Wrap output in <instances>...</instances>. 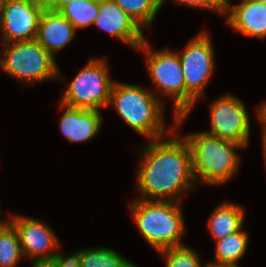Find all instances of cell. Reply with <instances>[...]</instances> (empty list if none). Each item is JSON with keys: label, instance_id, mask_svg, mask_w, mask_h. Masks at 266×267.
Here are the masks:
<instances>
[{"label": "cell", "instance_id": "obj_1", "mask_svg": "<svg viewBox=\"0 0 266 267\" xmlns=\"http://www.w3.org/2000/svg\"><path fill=\"white\" fill-rule=\"evenodd\" d=\"M175 130L167 139L149 140L140 153L135 189L141 193L137 199L181 202L197 185L190 146Z\"/></svg>", "mask_w": 266, "mask_h": 267}, {"label": "cell", "instance_id": "obj_2", "mask_svg": "<svg viewBox=\"0 0 266 267\" xmlns=\"http://www.w3.org/2000/svg\"><path fill=\"white\" fill-rule=\"evenodd\" d=\"M164 101L152 89L115 81L108 107L113 106L124 122L139 135L157 140L169 136L176 127L174 120L171 131L165 128Z\"/></svg>", "mask_w": 266, "mask_h": 267}, {"label": "cell", "instance_id": "obj_3", "mask_svg": "<svg viewBox=\"0 0 266 267\" xmlns=\"http://www.w3.org/2000/svg\"><path fill=\"white\" fill-rule=\"evenodd\" d=\"M144 239L160 252L185 245V220L180 202L137 199L128 206Z\"/></svg>", "mask_w": 266, "mask_h": 267}, {"label": "cell", "instance_id": "obj_4", "mask_svg": "<svg viewBox=\"0 0 266 267\" xmlns=\"http://www.w3.org/2000/svg\"><path fill=\"white\" fill-rule=\"evenodd\" d=\"M191 149L195 182L211 185L227 183L238 172L240 156L235 142L223 140L200 131L183 136Z\"/></svg>", "mask_w": 266, "mask_h": 267}, {"label": "cell", "instance_id": "obj_5", "mask_svg": "<svg viewBox=\"0 0 266 267\" xmlns=\"http://www.w3.org/2000/svg\"><path fill=\"white\" fill-rule=\"evenodd\" d=\"M177 53L185 83V115L177 116L175 119V129L179 130L203 96L204 88L214 74L215 52L210 34L205 29L200 31L186 44L184 50Z\"/></svg>", "mask_w": 266, "mask_h": 267}, {"label": "cell", "instance_id": "obj_6", "mask_svg": "<svg viewBox=\"0 0 266 267\" xmlns=\"http://www.w3.org/2000/svg\"><path fill=\"white\" fill-rule=\"evenodd\" d=\"M0 67L23 84L34 85L45 80H65L56 59L35 39L3 44Z\"/></svg>", "mask_w": 266, "mask_h": 267}, {"label": "cell", "instance_id": "obj_7", "mask_svg": "<svg viewBox=\"0 0 266 267\" xmlns=\"http://www.w3.org/2000/svg\"><path fill=\"white\" fill-rule=\"evenodd\" d=\"M137 51H143L145 54L147 72L155 86L153 93L158 98L165 95L173 99L174 120L177 116L185 115V83L177 51L169 48L154 51L150 48L148 39Z\"/></svg>", "mask_w": 266, "mask_h": 267}, {"label": "cell", "instance_id": "obj_8", "mask_svg": "<svg viewBox=\"0 0 266 267\" xmlns=\"http://www.w3.org/2000/svg\"><path fill=\"white\" fill-rule=\"evenodd\" d=\"M107 60L91 58L68 84L59 102L71 107L107 108L115 81L110 78Z\"/></svg>", "mask_w": 266, "mask_h": 267}, {"label": "cell", "instance_id": "obj_9", "mask_svg": "<svg viewBox=\"0 0 266 267\" xmlns=\"http://www.w3.org/2000/svg\"><path fill=\"white\" fill-rule=\"evenodd\" d=\"M210 117V130L205 133L247 148L251 124L246 106L238 97L227 93L212 101Z\"/></svg>", "mask_w": 266, "mask_h": 267}, {"label": "cell", "instance_id": "obj_10", "mask_svg": "<svg viewBox=\"0 0 266 267\" xmlns=\"http://www.w3.org/2000/svg\"><path fill=\"white\" fill-rule=\"evenodd\" d=\"M43 11L33 0H6L0 19L2 43L34 40Z\"/></svg>", "mask_w": 266, "mask_h": 267}, {"label": "cell", "instance_id": "obj_11", "mask_svg": "<svg viewBox=\"0 0 266 267\" xmlns=\"http://www.w3.org/2000/svg\"><path fill=\"white\" fill-rule=\"evenodd\" d=\"M9 222L18 232L24 256L31 261L53 259L60 242L51 227L40 219L22 215H11Z\"/></svg>", "mask_w": 266, "mask_h": 267}, {"label": "cell", "instance_id": "obj_12", "mask_svg": "<svg viewBox=\"0 0 266 267\" xmlns=\"http://www.w3.org/2000/svg\"><path fill=\"white\" fill-rule=\"evenodd\" d=\"M93 25L136 50L147 39L144 30L113 0H99Z\"/></svg>", "mask_w": 266, "mask_h": 267}, {"label": "cell", "instance_id": "obj_13", "mask_svg": "<svg viewBox=\"0 0 266 267\" xmlns=\"http://www.w3.org/2000/svg\"><path fill=\"white\" fill-rule=\"evenodd\" d=\"M65 109L59 120V130L70 143H83L93 139L101 130L103 118L99 110L71 107L60 102Z\"/></svg>", "mask_w": 266, "mask_h": 267}, {"label": "cell", "instance_id": "obj_14", "mask_svg": "<svg viewBox=\"0 0 266 267\" xmlns=\"http://www.w3.org/2000/svg\"><path fill=\"white\" fill-rule=\"evenodd\" d=\"M226 24L245 36L266 38V4L253 0H241L232 4L223 15Z\"/></svg>", "mask_w": 266, "mask_h": 267}, {"label": "cell", "instance_id": "obj_15", "mask_svg": "<svg viewBox=\"0 0 266 267\" xmlns=\"http://www.w3.org/2000/svg\"><path fill=\"white\" fill-rule=\"evenodd\" d=\"M74 26L59 12L44 10L39 21L35 40L54 58L76 36Z\"/></svg>", "mask_w": 266, "mask_h": 267}, {"label": "cell", "instance_id": "obj_16", "mask_svg": "<svg viewBox=\"0 0 266 267\" xmlns=\"http://www.w3.org/2000/svg\"><path fill=\"white\" fill-rule=\"evenodd\" d=\"M245 209L236 203H220L208 218V230L214 241L240 231L244 226Z\"/></svg>", "mask_w": 266, "mask_h": 267}, {"label": "cell", "instance_id": "obj_17", "mask_svg": "<svg viewBox=\"0 0 266 267\" xmlns=\"http://www.w3.org/2000/svg\"><path fill=\"white\" fill-rule=\"evenodd\" d=\"M248 239L246 231L241 229L234 234L215 241V260H212V262L240 267L239 260L247 252Z\"/></svg>", "mask_w": 266, "mask_h": 267}, {"label": "cell", "instance_id": "obj_18", "mask_svg": "<svg viewBox=\"0 0 266 267\" xmlns=\"http://www.w3.org/2000/svg\"><path fill=\"white\" fill-rule=\"evenodd\" d=\"M81 267H137V265L111 248L81 249Z\"/></svg>", "mask_w": 266, "mask_h": 267}, {"label": "cell", "instance_id": "obj_19", "mask_svg": "<svg viewBox=\"0 0 266 267\" xmlns=\"http://www.w3.org/2000/svg\"><path fill=\"white\" fill-rule=\"evenodd\" d=\"M144 30L150 28L158 11L163 6V0H113Z\"/></svg>", "mask_w": 266, "mask_h": 267}, {"label": "cell", "instance_id": "obj_20", "mask_svg": "<svg viewBox=\"0 0 266 267\" xmlns=\"http://www.w3.org/2000/svg\"><path fill=\"white\" fill-rule=\"evenodd\" d=\"M77 30L94 24L99 12V0H77L58 11Z\"/></svg>", "mask_w": 266, "mask_h": 267}, {"label": "cell", "instance_id": "obj_21", "mask_svg": "<svg viewBox=\"0 0 266 267\" xmlns=\"http://www.w3.org/2000/svg\"><path fill=\"white\" fill-rule=\"evenodd\" d=\"M22 257L17 230L10 222L0 224V267H16Z\"/></svg>", "mask_w": 266, "mask_h": 267}, {"label": "cell", "instance_id": "obj_22", "mask_svg": "<svg viewBox=\"0 0 266 267\" xmlns=\"http://www.w3.org/2000/svg\"><path fill=\"white\" fill-rule=\"evenodd\" d=\"M158 253L166 258L165 267H203L204 265L199 254L188 245L167 248Z\"/></svg>", "mask_w": 266, "mask_h": 267}, {"label": "cell", "instance_id": "obj_23", "mask_svg": "<svg viewBox=\"0 0 266 267\" xmlns=\"http://www.w3.org/2000/svg\"><path fill=\"white\" fill-rule=\"evenodd\" d=\"M53 259L58 267H81V249L68 255V257L58 251Z\"/></svg>", "mask_w": 266, "mask_h": 267}, {"label": "cell", "instance_id": "obj_24", "mask_svg": "<svg viewBox=\"0 0 266 267\" xmlns=\"http://www.w3.org/2000/svg\"><path fill=\"white\" fill-rule=\"evenodd\" d=\"M166 0H163L165 3ZM175 3L180 5H185L192 8H199V9H208L212 10L213 12L219 13L223 16V14L212 4L211 0H174Z\"/></svg>", "mask_w": 266, "mask_h": 267}, {"label": "cell", "instance_id": "obj_25", "mask_svg": "<svg viewBox=\"0 0 266 267\" xmlns=\"http://www.w3.org/2000/svg\"><path fill=\"white\" fill-rule=\"evenodd\" d=\"M212 4L224 15L231 8L230 0H211Z\"/></svg>", "mask_w": 266, "mask_h": 267}, {"label": "cell", "instance_id": "obj_26", "mask_svg": "<svg viewBox=\"0 0 266 267\" xmlns=\"http://www.w3.org/2000/svg\"><path fill=\"white\" fill-rule=\"evenodd\" d=\"M39 7L44 10H53L60 2V0H33Z\"/></svg>", "mask_w": 266, "mask_h": 267}, {"label": "cell", "instance_id": "obj_27", "mask_svg": "<svg viewBox=\"0 0 266 267\" xmlns=\"http://www.w3.org/2000/svg\"><path fill=\"white\" fill-rule=\"evenodd\" d=\"M256 115L260 123H262V129H266V102L260 104L256 109Z\"/></svg>", "mask_w": 266, "mask_h": 267}, {"label": "cell", "instance_id": "obj_28", "mask_svg": "<svg viewBox=\"0 0 266 267\" xmlns=\"http://www.w3.org/2000/svg\"><path fill=\"white\" fill-rule=\"evenodd\" d=\"M31 267H58L54 259L32 261Z\"/></svg>", "mask_w": 266, "mask_h": 267}, {"label": "cell", "instance_id": "obj_29", "mask_svg": "<svg viewBox=\"0 0 266 267\" xmlns=\"http://www.w3.org/2000/svg\"><path fill=\"white\" fill-rule=\"evenodd\" d=\"M77 0H60L59 4L53 9L54 11H59L63 6L71 4Z\"/></svg>", "mask_w": 266, "mask_h": 267}, {"label": "cell", "instance_id": "obj_30", "mask_svg": "<svg viewBox=\"0 0 266 267\" xmlns=\"http://www.w3.org/2000/svg\"><path fill=\"white\" fill-rule=\"evenodd\" d=\"M203 267H234V266L208 261L205 265H203Z\"/></svg>", "mask_w": 266, "mask_h": 267}, {"label": "cell", "instance_id": "obj_31", "mask_svg": "<svg viewBox=\"0 0 266 267\" xmlns=\"http://www.w3.org/2000/svg\"><path fill=\"white\" fill-rule=\"evenodd\" d=\"M262 141H263V154L265 159V166H266V129H262Z\"/></svg>", "mask_w": 266, "mask_h": 267}, {"label": "cell", "instance_id": "obj_32", "mask_svg": "<svg viewBox=\"0 0 266 267\" xmlns=\"http://www.w3.org/2000/svg\"><path fill=\"white\" fill-rule=\"evenodd\" d=\"M5 2H6V0H0V19H1L2 13H3Z\"/></svg>", "mask_w": 266, "mask_h": 267}, {"label": "cell", "instance_id": "obj_33", "mask_svg": "<svg viewBox=\"0 0 266 267\" xmlns=\"http://www.w3.org/2000/svg\"><path fill=\"white\" fill-rule=\"evenodd\" d=\"M0 212H1V209H0ZM6 222H9V217L6 219V220H0V224H3V223H6Z\"/></svg>", "mask_w": 266, "mask_h": 267}, {"label": "cell", "instance_id": "obj_34", "mask_svg": "<svg viewBox=\"0 0 266 267\" xmlns=\"http://www.w3.org/2000/svg\"><path fill=\"white\" fill-rule=\"evenodd\" d=\"M253 1H257V2H260V3L266 4V0H253Z\"/></svg>", "mask_w": 266, "mask_h": 267}, {"label": "cell", "instance_id": "obj_35", "mask_svg": "<svg viewBox=\"0 0 266 267\" xmlns=\"http://www.w3.org/2000/svg\"><path fill=\"white\" fill-rule=\"evenodd\" d=\"M0 42L2 43V39H1V37H0ZM0 47H1V46H0ZM1 50H2V49H0V54H1Z\"/></svg>", "mask_w": 266, "mask_h": 267}]
</instances>
